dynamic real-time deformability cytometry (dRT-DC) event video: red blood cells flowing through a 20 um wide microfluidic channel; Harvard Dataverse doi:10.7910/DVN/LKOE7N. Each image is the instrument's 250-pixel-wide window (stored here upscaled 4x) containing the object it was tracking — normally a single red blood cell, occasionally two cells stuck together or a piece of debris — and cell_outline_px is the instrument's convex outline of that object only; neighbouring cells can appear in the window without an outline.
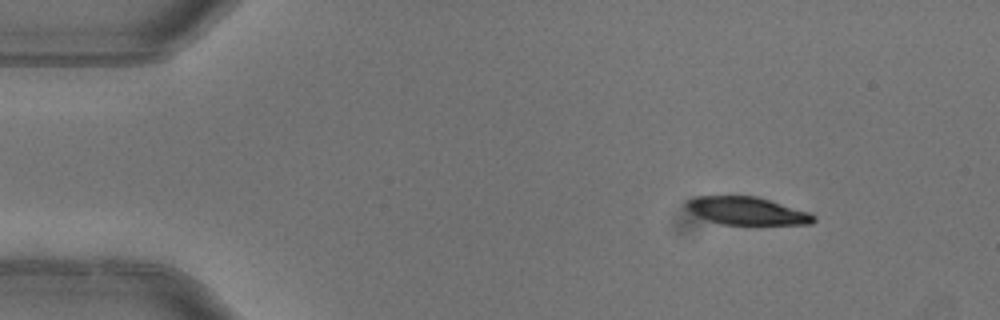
{"species": "common noctule bat (a hibernating species)", "species_latin": "Nyctalus noctula", "temperature_condition": "warm", "stored_images_in_passage": 4, "camera_frame_rate_fps": 3000, "um_per_image_px": 0.085, "animal": {"sex": "female"}, "frame": {"image": 1, "passage_image": 1, "time_ms": 0.0, "image_size_px": [1000, 320], "cell_outline_px": [[816, 220], [812, 224], [720, 224], [708, 220], [692, 212], [688, 208], [688, 200], [696, 196], [756, 196], [812, 212], [816, 216]], "centroid_in_image_um": [63.58, 17.92], "position_along_channel_um": 21.4, "area_um2": 20.46}}
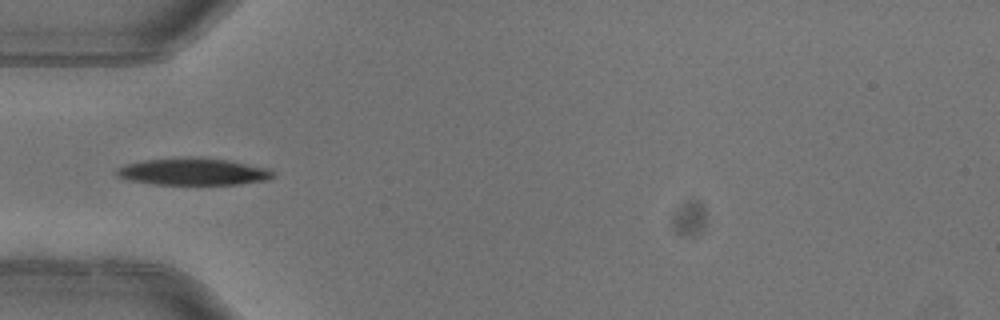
{"frame": {"image": 2, "passage_image": 4, "time_ms": 1.0, "image_size_px": [1000, 320], "cell_outline_px": [[272, 176], [268, 180], [240, 184], [156, 184], [128, 180], [116, 176], [116, 168], [124, 164], [144, 160], [228, 160], [264, 168], [272, 172]], "centroid_in_image_um": [16.35, 14.64], "position_along_channel_um": 68.6, "area_um2": 23.29}}